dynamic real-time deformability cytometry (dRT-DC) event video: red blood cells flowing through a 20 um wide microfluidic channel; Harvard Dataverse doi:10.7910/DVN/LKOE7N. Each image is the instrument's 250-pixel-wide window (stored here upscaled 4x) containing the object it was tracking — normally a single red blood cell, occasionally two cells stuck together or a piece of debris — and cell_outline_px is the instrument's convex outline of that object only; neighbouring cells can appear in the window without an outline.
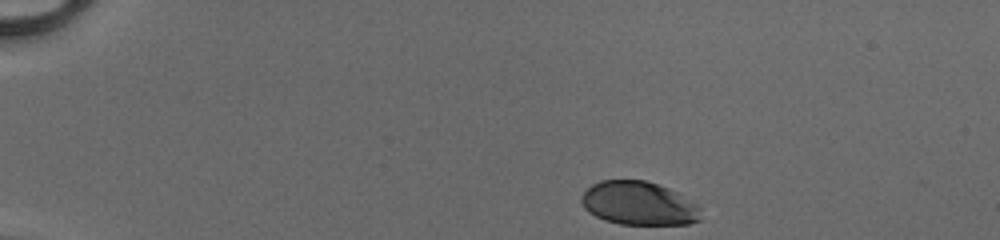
{"species": "human", "species_latin": "Homo sapiens", "temperature_condition": "cold", "stored_images_in_passage": 36, "camera_frame_rate_fps": 3000, "um_per_image_px": 0.085, "donor": {"sex": "male"}, "frame": {"image": 1, "passage_image": 1, "time_ms": 0.0, "image_size_px": [1000, 240], "cell_outline_px": [[700, 220], [688, 224], [620, 224], [604, 220], [588, 212], [584, 208], [580, 200], [584, 192], [592, 184], [600, 180], [644, 180], [668, 188], [676, 192], [696, 204], [700, 208]], "centroid_in_image_um": [54.27, 17.29], "position_along_channel_um": 30.7, "area_um2": 30.17}}
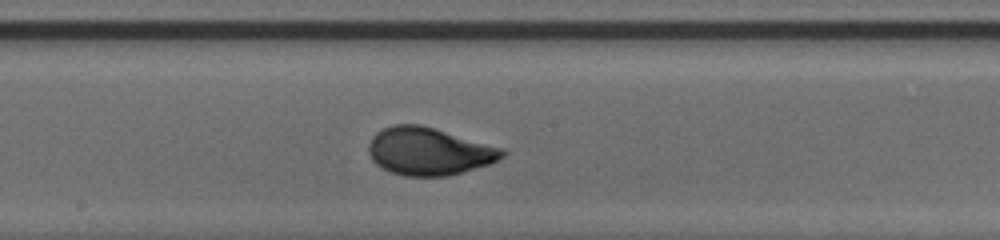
{"frame": {"image": 2, "passage_image": 21, "time_ms": 6.667, "image_size_px": [1000, 240], "cell_outline_px": [[504, 156], [488, 164], [448, 176], [404, 176], [392, 172], [376, 164], [372, 160], [368, 152], [368, 144], [376, 132], [392, 124], [420, 124], [504, 148]], "centroid_in_image_um": [36.43, 12.85], "position_along_channel_um": 211.8, "area_um2": 36.88}}
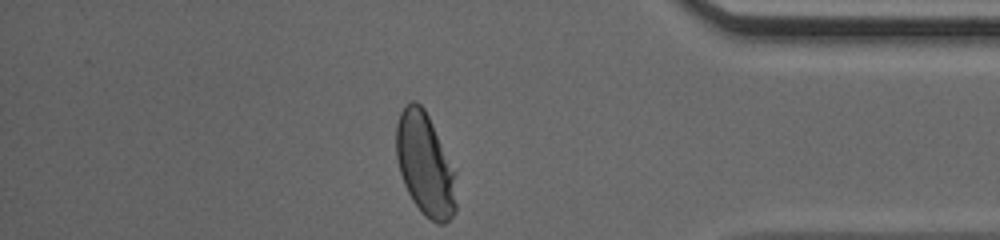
{"frame": {"image": 3, "passage_image": 36, "time_ms": 11.667, "image_size_px": [1000, 240], "cell_outline_px": [[456, 212], [444, 224], [436, 224], [424, 216], [412, 200], [404, 184], [400, 172], [396, 156], [396, 124], [400, 112], [404, 104], [412, 100], [416, 100], [424, 108], [456, 172]], "centroid_in_image_um": [36.13, 13.99], "position_along_channel_um": 399.1, "area_um2": 36.24}, "authors_computed_cell_mechanics": {"area_um2": 35.2002, "velocity_mm_per_s": 4.1424, "shape_relaxation_time_tau1_ms": 3.1343, "shape_relaxation_time_tau2_ms": null, "deformation_change_tau1": 0.1528, "deformation_change_tau2": null}}